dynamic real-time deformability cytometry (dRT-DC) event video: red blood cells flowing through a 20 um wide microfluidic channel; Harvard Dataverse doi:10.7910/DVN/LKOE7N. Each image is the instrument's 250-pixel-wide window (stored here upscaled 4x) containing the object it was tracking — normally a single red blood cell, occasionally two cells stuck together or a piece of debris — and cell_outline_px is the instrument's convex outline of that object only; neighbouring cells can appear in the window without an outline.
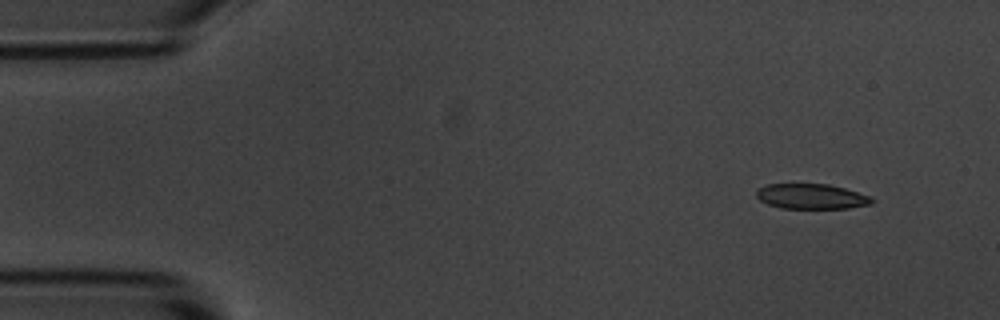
{"species": "common noctule bat (a hibernating species)", "species_latin": "Nyctalus noctula", "temperature_condition": "room temperature", "stored_images_in_passage": 5, "segment_of_instrument_passage": [1, 2], "camera_frame_rate_fps": 3000, "um_per_image_px": 0.085, "animal": {"sex": "male", "body_mass_g": 20.1, "forearm_length_mm": 53.5}, "frame": {"image": 1, "passage_image": 1, "time_ms": 0.0, "image_size_px": [1000, 320], "cell_outline_px": [[876, 200], [872, 204], [848, 208], [780, 208], [768, 204], [760, 200], [756, 196], [756, 188], [768, 184], [828, 184], [844, 188], [872, 196]], "centroid_in_image_um": [68.99, 16.69], "position_along_channel_um": 16.0, "area_um2": 17.05}}